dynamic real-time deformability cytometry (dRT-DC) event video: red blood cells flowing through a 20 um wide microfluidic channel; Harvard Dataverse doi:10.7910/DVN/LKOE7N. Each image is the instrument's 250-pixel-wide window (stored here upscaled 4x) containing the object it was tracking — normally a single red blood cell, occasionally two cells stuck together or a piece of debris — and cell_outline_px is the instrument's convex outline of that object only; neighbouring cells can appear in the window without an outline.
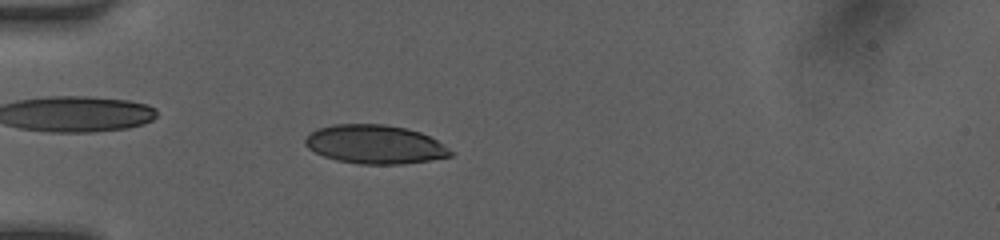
{"species": "human", "species_latin": "Homo sapiens", "temperature_condition": "room temperature", "stored_images_in_passage": 42, "camera_frame_rate_fps": 3000, "um_per_image_px": 0.085, "donor": {"sex": "female"}, "frame": {"image": 1, "passage_image": 8, "time_ms": 2.333, "image_size_px": [1000, 240], "cell_outline_px": [[456, 152], [452, 156], [404, 164], [360, 164], [336, 160], [324, 156], [308, 148], [304, 144], [304, 140], [308, 132], [316, 128], [332, 124], [384, 124], [408, 128], [420, 132], [436, 140]], "centroid_in_image_um": [31.85, 12.26], "position_along_channel_um": 53.1, "area_um2": 33.12}}
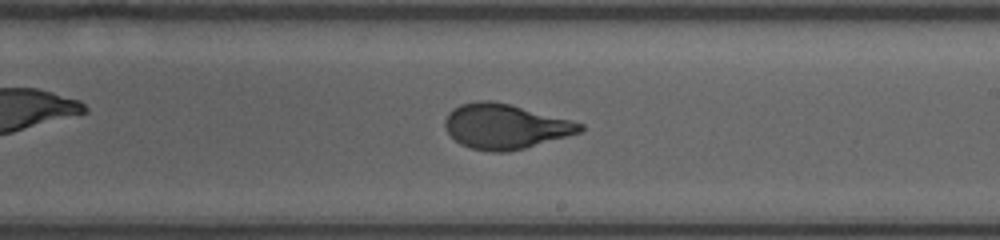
{"frame": {"image": 2, "passage_image": 23, "time_ms": 7.333, "image_size_px": [1000, 240], "cell_outline_px": [[584, 128], [580, 132], [524, 148], [508, 152], [488, 152], [472, 148], [460, 144], [448, 132], [444, 124], [444, 120], [448, 112], [452, 108], [460, 104], [480, 100], [488, 100], [508, 104], [584, 124]], "centroid_in_image_um": [42.88, 10.75], "position_along_channel_um": 246.1, "area_um2": 34.85}}
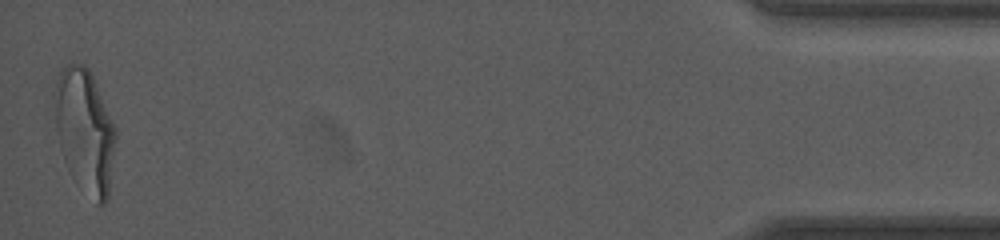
{"frame": {"image": 3, "passage_image": 42, "time_ms": 13.667, "image_size_px": [1000, 240], "cell_outline_px": [[116, 136], [108, 200], [104, 204], [96, 204], [60, 148], [56, 128], [52, 96], [56, 80], [60, 72], [68, 64], [84, 64], [92, 72], [116, 128]], "centroid_in_image_um": [7.23, 10.97], "position_along_channel_um": 428.0, "area_um2": 43.0}, "authors_computed_cell_mechanics": {"area_um2": 35.258, "velocity_mm_per_s": 4.1716, "shape_relaxation_time_tau1_ms": 4.1334, "shape_relaxation_time_tau2_ms": null, "deformation_change_tau1": 0.1997, "deformation_change_tau2": null}}